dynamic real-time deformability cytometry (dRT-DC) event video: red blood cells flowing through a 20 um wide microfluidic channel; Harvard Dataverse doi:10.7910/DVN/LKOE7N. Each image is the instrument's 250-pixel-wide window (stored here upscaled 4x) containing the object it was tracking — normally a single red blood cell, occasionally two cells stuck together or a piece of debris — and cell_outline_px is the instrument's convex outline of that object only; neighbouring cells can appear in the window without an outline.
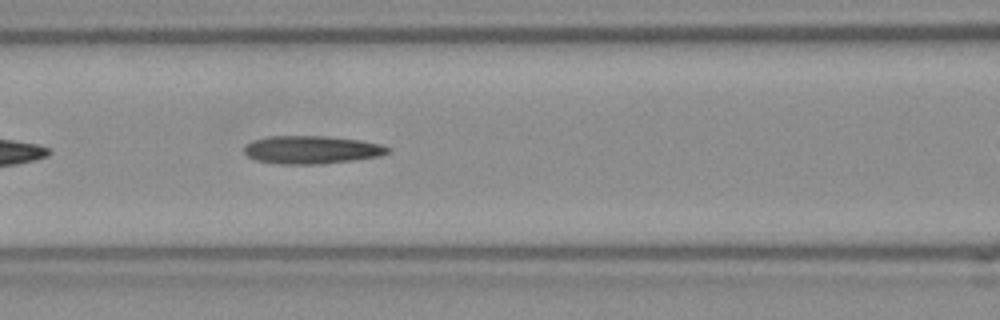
{"species": "Egyptian fruit bat (a non-hibernating species)", "species_latin": "Rousettus aegyptiacus", "temperature_condition": "room temperature", "stored_images_in_passage": 14, "camera_frame_rate_fps": 3000, "um_per_image_px": 0.085, "frame": {"image": 1, "passage_image": 8, "time_ms": 2.333, "image_size_px": [1000, 320], "cell_outline_px": [[392, 148], [388, 152], [380, 156], [324, 164], [280, 164], [256, 160], [248, 156], [244, 152], [244, 148], [252, 140], [268, 136], [328, 136], [360, 140], [380, 144]], "centroid_in_image_um": [26.49, 12.73], "position_along_channel_um": 140.1, "area_um2": 23.47}}
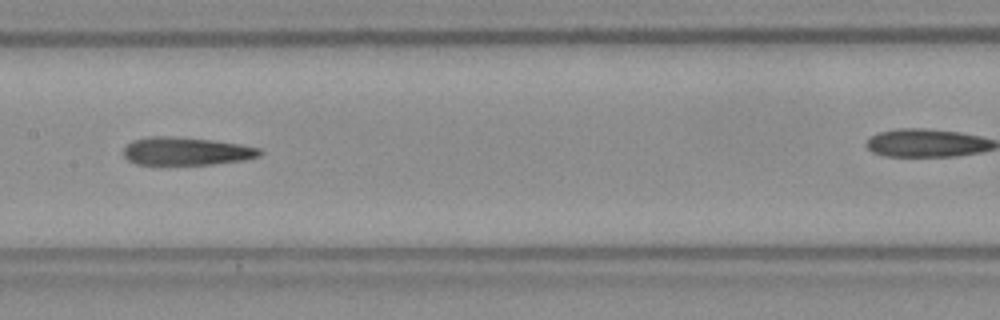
{"frame": {"image": 2, "passage_image": 12, "time_ms": 3.667, "image_size_px": [1000, 320], "cell_outline_px": [[264, 152], [260, 156], [244, 160], [212, 164], [136, 164], [128, 160], [124, 156], [124, 148], [132, 140], [148, 136], [172, 136], [212, 140], [240, 144], [260, 148]], "centroid_in_image_um": [15.85, 12.84], "position_along_channel_um": 191.6, "area_um2": 22.25}}